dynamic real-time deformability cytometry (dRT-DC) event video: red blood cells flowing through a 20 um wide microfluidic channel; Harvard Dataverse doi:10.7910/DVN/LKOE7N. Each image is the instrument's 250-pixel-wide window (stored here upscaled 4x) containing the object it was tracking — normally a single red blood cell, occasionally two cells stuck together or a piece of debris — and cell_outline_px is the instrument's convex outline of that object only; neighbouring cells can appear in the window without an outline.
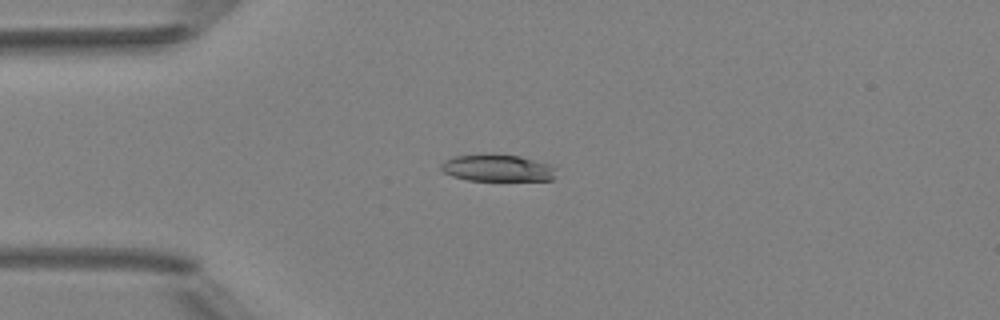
{"species": "Egyptian fruit bat (a non-hibernating species)", "species_latin": "Rousettus aegyptiacus", "temperature_condition": "room temperature", "stored_images_in_passage": 4, "camera_frame_rate_fps": 3000, "um_per_image_px": 0.085, "animal": {"sex": "female"}, "frame": {"image": 1, "passage_image": 4, "time_ms": 3.667, "image_size_px": [1000, 320], "cell_outline_px": [[552, 180], [468, 180], [452, 176], [444, 172], [440, 168], [440, 164], [444, 160], [456, 156], [520, 156], [548, 164], [552, 168]], "centroid_in_image_um": [42.2, 14.31], "position_along_channel_um": 42.8, "area_um2": 17.11}}